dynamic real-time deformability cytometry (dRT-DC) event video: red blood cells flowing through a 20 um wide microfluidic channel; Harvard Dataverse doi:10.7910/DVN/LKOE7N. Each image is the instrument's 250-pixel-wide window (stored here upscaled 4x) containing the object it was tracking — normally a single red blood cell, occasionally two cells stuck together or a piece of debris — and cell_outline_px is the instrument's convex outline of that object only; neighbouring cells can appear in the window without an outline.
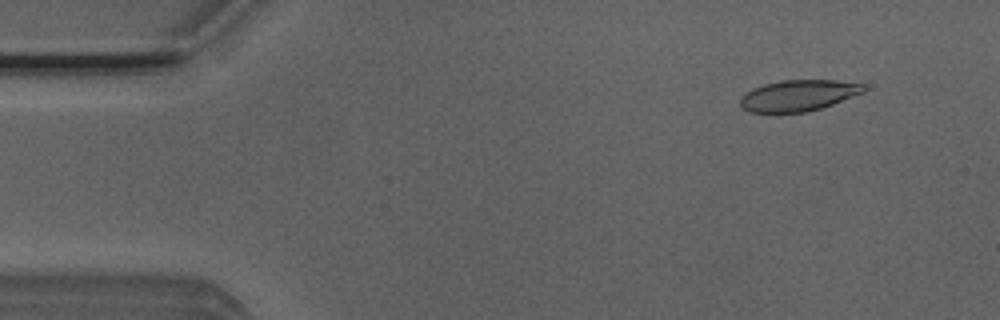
{"species": "Egyptian fruit bat (a non-hibernating species)", "species_latin": "Rousettus aegyptiacus", "temperature_condition": "room temperature", "stored_images_in_passage": 5, "camera_frame_rate_fps": 3000, "um_per_image_px": 0.085, "animal": {"sex": "male"}, "frame": {"image": 1, "passage_image": 2, "time_ms": 0.333, "image_size_px": [1000, 320], "cell_outline_px": [[868, 88], [864, 92], [832, 104], [820, 108], [804, 112], [748, 112], [740, 104], [740, 96], [752, 88], [764, 84], [780, 80], [836, 80], [864, 84]], "centroid_in_image_um": [67.86, 8.1], "position_along_channel_um": 17.1, "area_um2": 22.37}}